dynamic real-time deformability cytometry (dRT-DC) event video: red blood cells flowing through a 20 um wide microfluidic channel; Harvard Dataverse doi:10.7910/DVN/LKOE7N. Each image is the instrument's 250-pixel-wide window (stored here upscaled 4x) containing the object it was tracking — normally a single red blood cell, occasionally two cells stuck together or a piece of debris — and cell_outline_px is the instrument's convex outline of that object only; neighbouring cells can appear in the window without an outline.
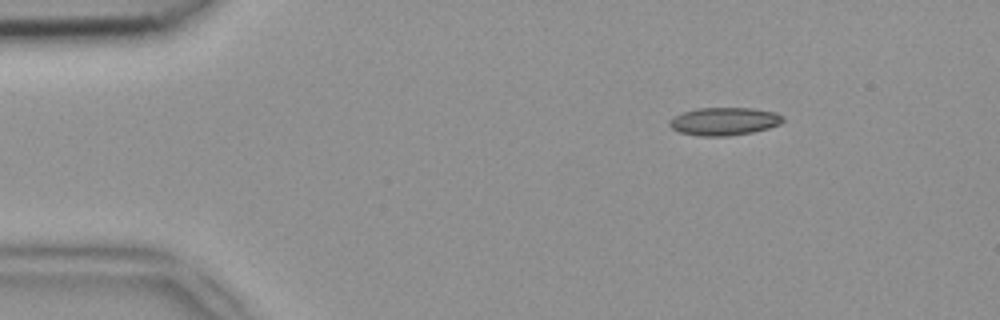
{"species": "common noctule bat (a hibernating species)", "species_latin": "Nyctalus noctula", "temperature_condition": "room temperature", "stored_images_in_passage": 43, "camera_frame_rate_fps": 3000, "um_per_image_px": 0.085, "animal": {"sex": "female", "body_mass_g": 18.4}, "frame": {"image": 1, "passage_image": 1, "time_ms": 0.0, "image_size_px": [1000, 320], "cell_outline_px": [[784, 120], [780, 124], [768, 128], [752, 132], [728, 136], [700, 136], [680, 132], [672, 128], [668, 124], [668, 120], [672, 116], [696, 108], [752, 108], [776, 112], [784, 116]], "centroid_in_image_um": [61.55, 10.31], "position_along_channel_um": 23.5, "area_um2": 18.55}}
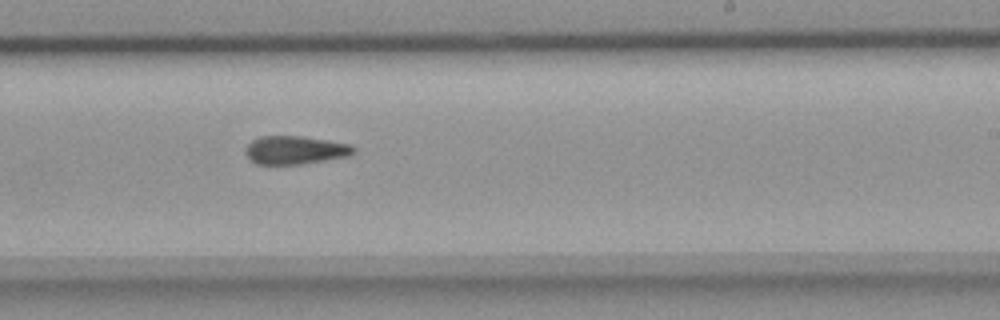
{"frame": {"image": 2, "passage_image": 24, "time_ms": 7.667, "image_size_px": [1000, 320], "cell_outline_px": [[356, 152], [348, 156], [300, 164], [256, 164], [244, 152], [244, 148], [252, 140], [260, 136], [300, 136], [352, 144], [356, 148]], "centroid_in_image_um": [25.09, 12.75], "position_along_channel_um": 263.9, "area_um2": 17.8}}
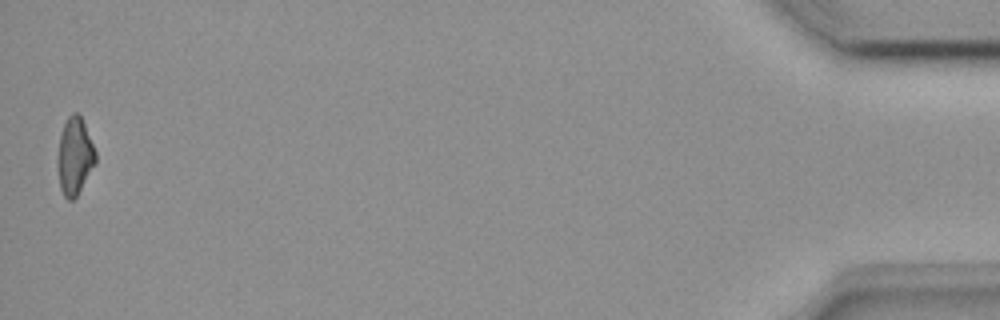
{"frame": {"image": 3, "passage_image": 43, "time_ms": 14.0, "image_size_px": [1000, 320], "cell_outline_px": [[96, 160], [76, 196], [72, 200], [68, 200], [64, 196], [60, 188], [56, 160], [60, 136], [64, 124], [68, 116], [72, 112], [76, 112], [80, 116], [84, 124], [96, 152]], "centroid_in_image_um": [6.31, 13.27], "position_along_channel_um": 428.9, "area_um2": 16.76}}